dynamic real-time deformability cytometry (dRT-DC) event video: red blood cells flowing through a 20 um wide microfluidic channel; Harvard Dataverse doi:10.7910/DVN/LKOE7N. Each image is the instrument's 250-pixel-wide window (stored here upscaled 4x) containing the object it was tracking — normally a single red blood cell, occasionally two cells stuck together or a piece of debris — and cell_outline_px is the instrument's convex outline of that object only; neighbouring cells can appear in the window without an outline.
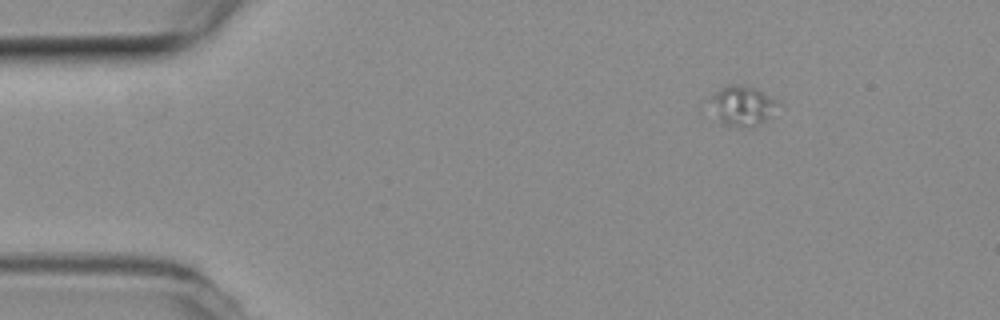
{"species": "common noctule bat (a hibernating species)", "species_latin": "Nyctalus noctula", "temperature_condition": "room temperature", "stored_images_in_passage": 49, "camera_frame_rate_fps": 3000, "um_per_image_px": 0.085, "animal": {"sex": "female", "body_mass_g": 19.3, "forearm_length_mm": 54.1}, "frame": {"image": 1, "passage_image": 1, "time_ms": 0.0, "image_size_px": [1000, 320], "cell_outline_px": [[784, 108], [772, 116], [756, 124], [740, 128], [720, 124], [712, 96], [716, 92], [728, 84], [756, 88], [784, 104]], "centroid_in_image_um": [63.26, 9.0], "position_along_channel_um": 21.7, "area_um2": 15.55}}
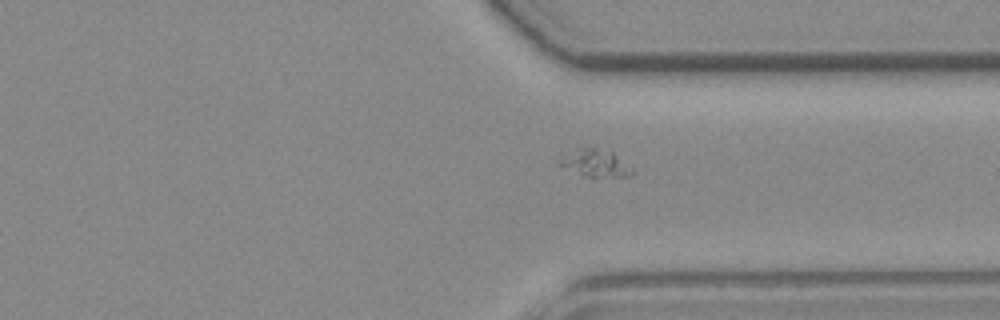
{"frame": {"image": 2, "passage_image": 35, "time_ms": 11.333, "image_size_px": [1000, 320], "cell_outline_px": [[636, 172], [632, 176], [588, 176], [556, 164], [560, 156], [580, 148], [596, 148], [612, 152], [632, 168]], "centroid_in_image_um": [50.61, 13.86], "position_along_channel_um": 360.8, "area_um2": 11.21}}
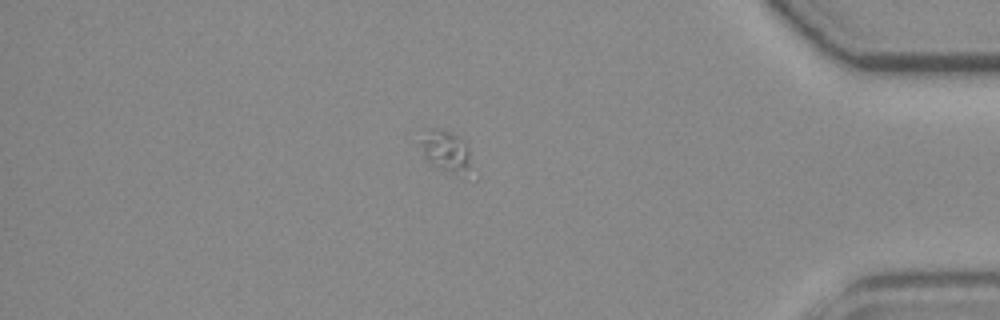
{"frame": {"image": 3, "passage_image": 41, "time_ms": 13.333, "image_size_px": [1000, 320], "cell_outline_px": [[468, 176], [464, 180], [432, 164], [424, 156], [420, 140], [424, 128], [436, 128], [448, 132], [456, 136], [468, 148]], "centroid_in_image_um": [37.87, 12.89], "position_along_channel_um": 397.3, "area_um2": 12.14}}